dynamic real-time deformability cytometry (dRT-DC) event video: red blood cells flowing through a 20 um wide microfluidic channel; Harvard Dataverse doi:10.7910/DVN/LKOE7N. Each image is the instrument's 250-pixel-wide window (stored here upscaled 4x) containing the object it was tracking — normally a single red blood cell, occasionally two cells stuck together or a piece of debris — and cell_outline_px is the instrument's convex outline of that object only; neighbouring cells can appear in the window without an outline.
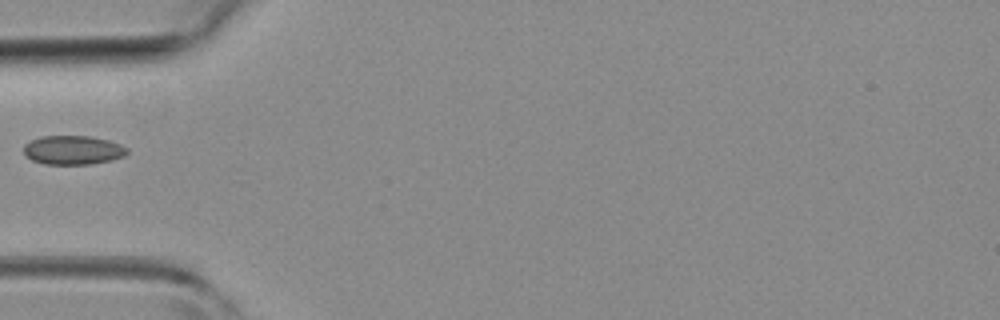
{"species": "common noctule bat (a hibernating species)", "species_latin": "Nyctalus noctula", "temperature_condition": "room temperature", "stored_images_in_passage": 4, "camera_frame_rate_fps": 3000, "um_per_image_px": 0.085, "animal": {"sex": "female", "body_mass_g": 19.3, "forearm_length_mm": 54.1}, "frame": {"image": 1, "passage_image": 4, "time_ms": 5.0, "image_size_px": [1000, 320], "cell_outline_px": [[128, 152], [124, 156], [112, 160], [92, 164], [44, 164], [32, 160], [24, 152], [24, 144], [40, 136], [92, 136], [108, 140], [120, 144], [128, 148]], "centroid_in_image_um": [6.23, 12.75], "position_along_channel_um": 78.8, "area_um2": 17.51}}